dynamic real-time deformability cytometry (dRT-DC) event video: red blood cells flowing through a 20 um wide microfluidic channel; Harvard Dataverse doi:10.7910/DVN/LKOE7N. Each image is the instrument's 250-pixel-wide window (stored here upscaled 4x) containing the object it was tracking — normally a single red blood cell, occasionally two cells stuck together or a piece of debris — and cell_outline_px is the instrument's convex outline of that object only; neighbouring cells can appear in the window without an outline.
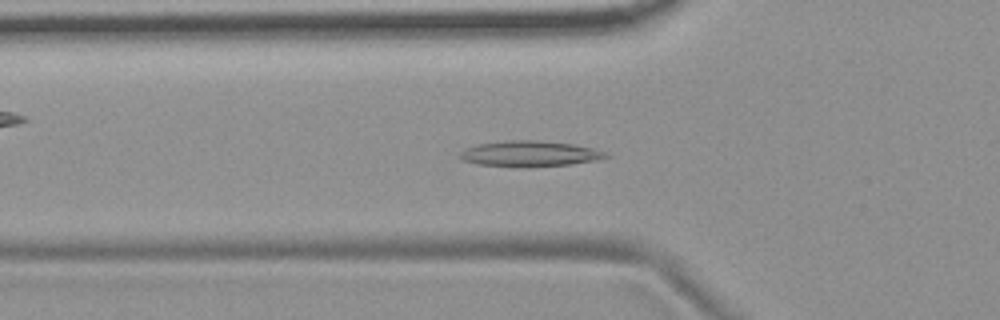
{"species": "common noctule bat (a hibernating species)", "species_latin": "Nyctalus noctula", "temperature_condition": "room temperature", "stored_images_in_passage": 48, "camera_frame_rate_fps": 3000, "um_per_image_px": 0.085, "animal": {"sex": "female", "body_mass_g": 19.9}, "frame": {"image": 1, "passage_image": 12, "time_ms": 3.667, "image_size_px": [1000, 320], "cell_outline_px": [[612, 156], [600, 160], [572, 164], [528, 168], [516, 168], [476, 164], [460, 160], [456, 156], [464, 148], [476, 144], [508, 140], [536, 140], [572, 144], [592, 148], [608, 152]], "centroid_in_image_um": [45.0, 13.09], "position_along_channel_um": 80.8, "area_um2": 22.66}}
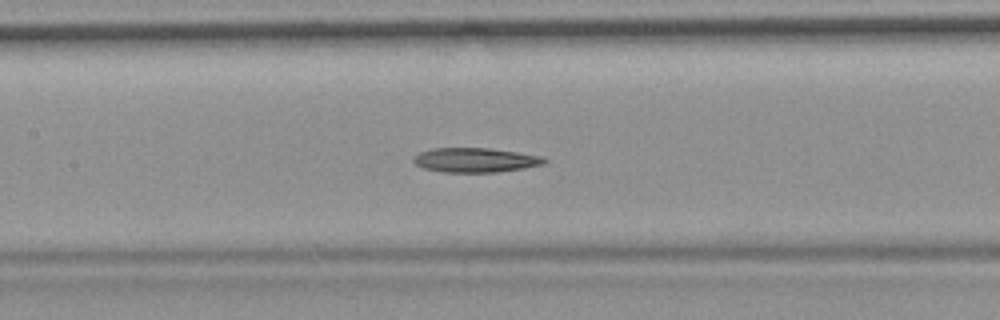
{"frame": {"image": 2, "passage_image": 19, "time_ms": 6.0, "image_size_px": [1000, 320], "cell_outline_px": [[548, 160], [544, 164], [524, 168], [496, 172], [440, 172], [424, 168], [416, 164], [412, 160], [420, 152], [432, 148], [488, 148], [516, 152], [540, 156]], "centroid_in_image_um": [40.39, 13.61], "position_along_channel_um": 167.0, "area_um2": 18.5}}
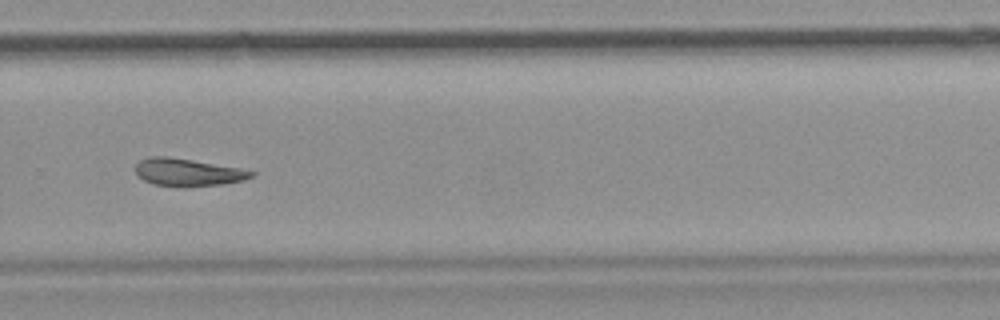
{"frame": {"image": 3, "passage_image": 31, "time_ms": 10.0, "image_size_px": [1000, 320], "cell_outline_px": [[256, 172], [252, 176], [244, 180], [224, 184], [188, 188], [184, 188], [152, 184], [136, 176], [136, 164], [140, 160], [148, 156], [168, 156], [240, 168]], "centroid_in_image_um": [15.93, 14.66], "position_along_channel_um": 313.9, "area_um2": 18.96}}